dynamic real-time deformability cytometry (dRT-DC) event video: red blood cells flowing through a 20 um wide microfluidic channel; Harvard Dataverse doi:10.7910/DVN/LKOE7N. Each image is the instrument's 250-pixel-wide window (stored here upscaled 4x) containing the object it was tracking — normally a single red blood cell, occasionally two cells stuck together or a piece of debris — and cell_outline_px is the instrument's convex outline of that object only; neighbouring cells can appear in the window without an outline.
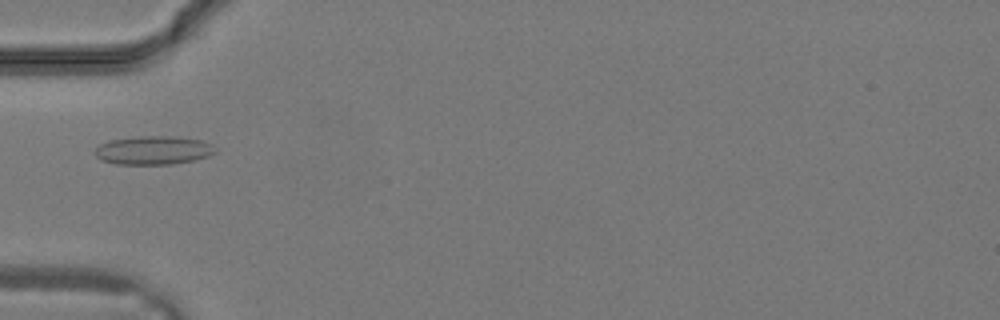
{"species": "common noctule bat (a hibernating species)", "species_latin": "Nyctalus noctula", "temperature_condition": "warm", "stored_images_in_passage": 10, "camera_frame_rate_fps": 3000, "um_per_image_px": 0.085, "animal": {"sex": "male", "body_mass_g": 19.2, "forearm_length_mm": 51.8}, "frame": {"image": 1, "passage_image": 5, "time_ms": 1.333, "image_size_px": [1000, 320], "cell_outline_px": [[216, 152], [208, 156], [192, 160], [172, 164], [116, 164], [100, 160], [92, 152], [100, 144], [108, 140], [140, 136], [176, 136], [200, 140], [212, 144], [216, 148]], "centroid_in_image_um": [13.0, 12.77], "position_along_channel_um": 72.0, "area_um2": 20.17}}
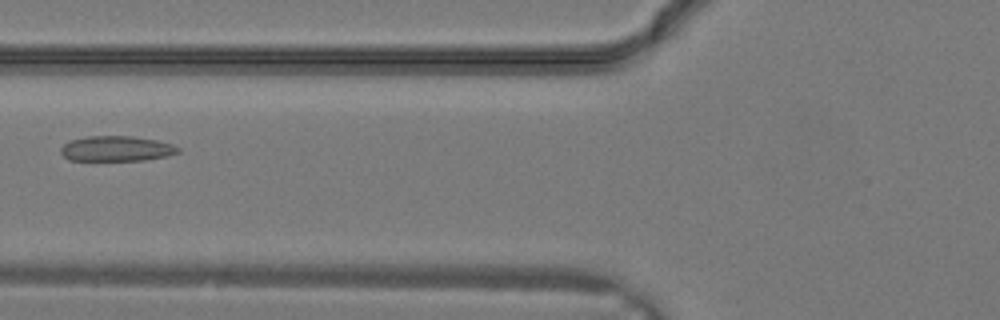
{"frame": {"image": 2, "passage_image": 7, "time_ms": 2.0, "image_size_px": [1000, 320], "cell_outline_px": [[180, 152], [168, 156], [144, 160], [68, 160], [60, 152], [60, 148], [64, 144], [72, 140], [88, 136], [132, 136], [156, 140], [172, 144], [180, 148]], "centroid_in_image_um": [9.92, 12.63], "position_along_channel_um": 115.9, "area_um2": 17.22}}
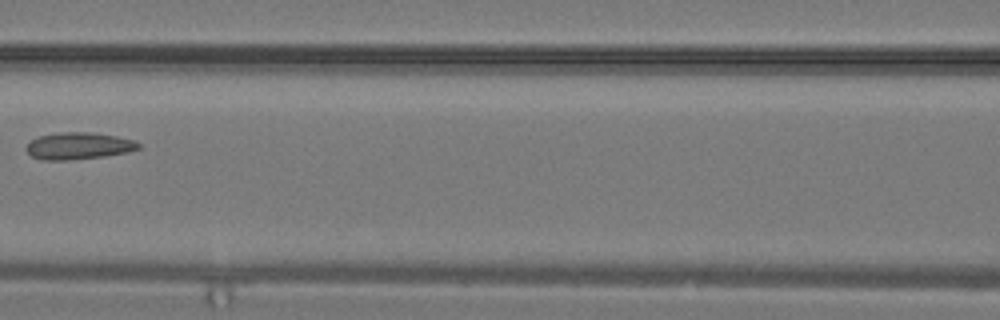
{"frame": {"image": 3, "passage_image": 9, "time_ms": 2.667, "image_size_px": [1000, 320], "cell_outline_px": [[140, 148], [128, 152], [104, 156], [68, 160], [40, 160], [32, 156], [24, 148], [32, 140], [40, 136], [60, 132], [92, 132], [116, 136], [136, 140], [140, 144]], "centroid_in_image_um": [6.7, 12.4], "position_along_channel_um": 159.9, "area_um2": 17.63}}